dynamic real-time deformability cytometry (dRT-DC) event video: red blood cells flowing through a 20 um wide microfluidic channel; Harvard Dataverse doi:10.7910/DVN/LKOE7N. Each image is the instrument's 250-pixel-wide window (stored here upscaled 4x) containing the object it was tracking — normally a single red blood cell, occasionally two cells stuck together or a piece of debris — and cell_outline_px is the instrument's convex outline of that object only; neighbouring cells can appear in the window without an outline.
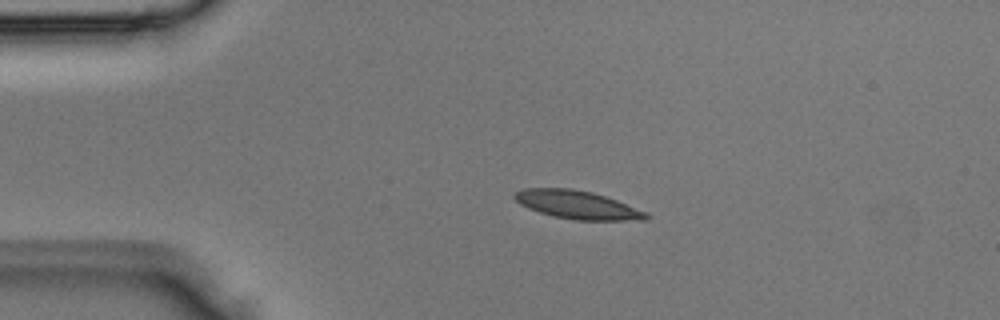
{"species": "Egyptian fruit bat (a non-hibernating species)", "species_latin": "Rousettus aegyptiacus", "temperature_condition": "room temperature", "stored_images_in_passage": 4, "camera_frame_rate_fps": 3000, "um_per_image_px": 0.085, "animal": {"sex": "male"}, "frame": {"image": 1, "passage_image": 2, "time_ms": 0.333, "image_size_px": [1000, 320], "cell_outline_px": [[652, 216], [648, 220], [576, 220], [556, 216], [540, 212], [528, 208], [520, 204], [512, 196], [516, 192], [524, 188], [572, 188], [592, 192], [616, 200], [648, 212]], "centroid_in_image_um": [49.12, 17.41], "position_along_channel_um": 35.9, "area_um2": 21.62}}